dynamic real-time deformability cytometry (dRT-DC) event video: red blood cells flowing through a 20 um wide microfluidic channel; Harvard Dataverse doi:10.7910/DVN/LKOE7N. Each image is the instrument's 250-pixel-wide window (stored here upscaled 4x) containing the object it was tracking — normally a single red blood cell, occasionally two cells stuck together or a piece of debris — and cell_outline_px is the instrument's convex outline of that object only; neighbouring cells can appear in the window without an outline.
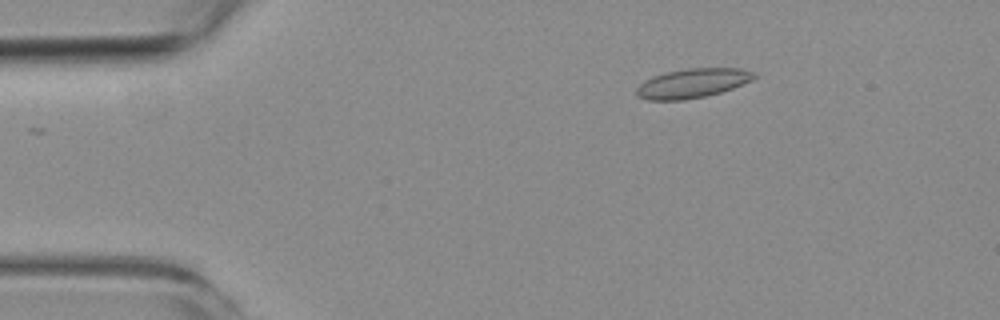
{"species": "common noctule bat (a hibernating species)", "species_latin": "Nyctalus noctula", "temperature_condition": "room temperature", "stored_images_in_passage": 4, "camera_frame_rate_fps": 3000, "um_per_image_px": 0.085, "animal": {"sex": "female", "body_mass_g": 19.3, "forearm_length_mm": 54.1}, "frame": {"image": 1, "passage_image": 3, "time_ms": 2.0, "image_size_px": [1000, 320], "cell_outline_px": [[756, 76], [752, 80], [732, 88], [720, 92], [704, 96], [684, 100], [648, 100], [636, 96], [636, 88], [644, 80], [652, 76], [668, 72], [688, 68], [740, 68], [756, 72]], "centroid_in_image_um": [58.84, 7.07], "position_along_channel_um": 26.2, "area_um2": 20.06}}